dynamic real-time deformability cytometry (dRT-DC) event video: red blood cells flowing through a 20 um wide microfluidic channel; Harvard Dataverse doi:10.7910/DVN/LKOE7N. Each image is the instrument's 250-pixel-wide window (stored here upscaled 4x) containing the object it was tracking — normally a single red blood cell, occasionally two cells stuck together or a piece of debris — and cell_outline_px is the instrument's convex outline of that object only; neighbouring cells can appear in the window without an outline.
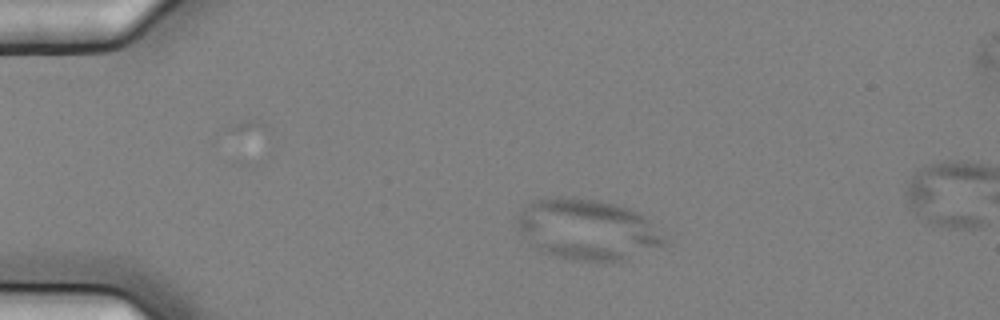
{"species": "common noctule bat (a hibernating species)", "species_latin": "Nyctalus noctula", "temperature_condition": "cold", "stored_images_in_passage": 3, "camera_frame_rate_fps": 3000, "um_per_image_px": 0.085, "animal": {"sex": "female", "body_mass_g": 25.1}, "frame": {"image": 1, "passage_image": 1, "time_ms": 0.0, "image_size_px": [1000, 320], "cell_outline_px": [[668, 244], [624, 260], [604, 264], [580, 260], [560, 256], [544, 252], [536, 248], [520, 232], [512, 220], [532, 200], [560, 196], [572, 196], [600, 200], [616, 204], [628, 208], [636, 212], [648, 220], [668, 240]], "centroid_in_image_um": [49.92, 19.5], "position_along_channel_um": 35.1, "area_um2": 52.54}}